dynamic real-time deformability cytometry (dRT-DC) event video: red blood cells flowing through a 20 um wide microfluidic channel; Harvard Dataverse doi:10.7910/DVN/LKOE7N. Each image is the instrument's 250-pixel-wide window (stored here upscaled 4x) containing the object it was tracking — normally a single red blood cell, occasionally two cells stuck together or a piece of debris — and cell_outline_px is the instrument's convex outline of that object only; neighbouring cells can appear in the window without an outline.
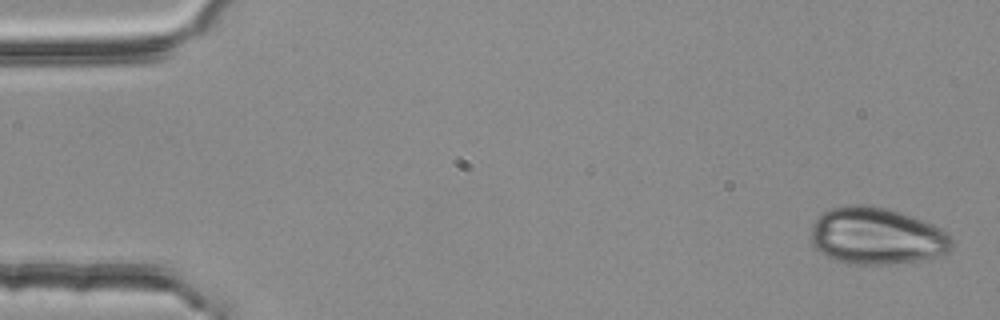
{"species": "common noctule bat (a hibernating species)", "species_latin": "Nyctalus noctula", "temperature_condition": "room temperature", "stored_images_in_passage": 2, "camera_frame_rate_fps": 3000, "um_per_image_px": 0.085, "animal": {"sex": "female", "body_mass_g": 25.1}, "frame": {"image": 1, "passage_image": 1, "time_ms": 0.0, "image_size_px": [1000, 320], "cell_outline_px": [[952, 248], [948, 252], [936, 256], [916, 260], [892, 264], [856, 264], [836, 260], [820, 252], [812, 244], [812, 224], [828, 208], [852, 204], [868, 204], [900, 212], [924, 220], [940, 228], [952, 240]], "centroid_in_image_um": [74.5, 20.05], "position_along_channel_um": 10.5, "area_um2": 46.41}}